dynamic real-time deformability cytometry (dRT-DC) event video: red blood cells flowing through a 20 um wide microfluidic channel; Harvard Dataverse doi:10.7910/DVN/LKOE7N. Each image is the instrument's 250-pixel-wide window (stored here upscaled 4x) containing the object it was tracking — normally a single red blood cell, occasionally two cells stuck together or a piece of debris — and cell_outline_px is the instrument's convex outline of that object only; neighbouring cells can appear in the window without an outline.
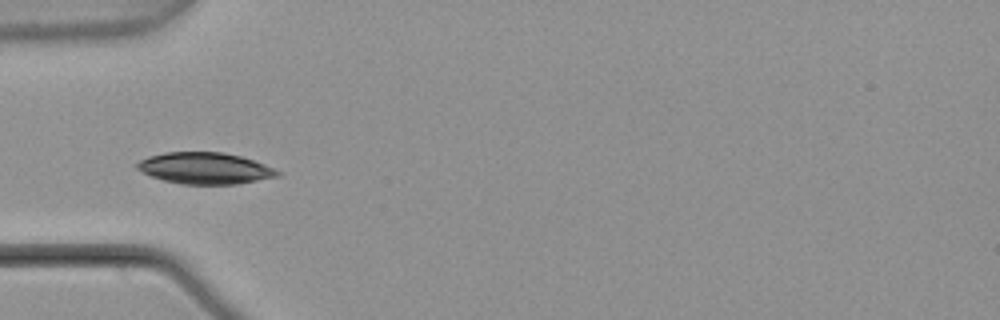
{"species": "common noctule bat (a hibernating species)", "species_latin": "Nyctalus noctula", "temperature_condition": "warm", "stored_images_in_passage": 7, "camera_frame_rate_fps": 3000, "um_per_image_px": 0.085, "animal": {"sex": "male", "body_mass_g": 21.5, "forearm_length_mm": 52.0}, "frame": {"image": 1, "passage_image": 7, "time_ms": 2.0, "image_size_px": [1000, 320], "cell_outline_px": [[280, 176], [236, 184], [180, 184], [164, 180], [152, 176], [136, 168], [132, 164], [148, 156], [164, 152], [224, 152], [240, 156], [264, 164], [280, 172]], "centroid_in_image_um": [17.38, 14.29], "position_along_channel_um": 67.6, "area_um2": 25.66}}